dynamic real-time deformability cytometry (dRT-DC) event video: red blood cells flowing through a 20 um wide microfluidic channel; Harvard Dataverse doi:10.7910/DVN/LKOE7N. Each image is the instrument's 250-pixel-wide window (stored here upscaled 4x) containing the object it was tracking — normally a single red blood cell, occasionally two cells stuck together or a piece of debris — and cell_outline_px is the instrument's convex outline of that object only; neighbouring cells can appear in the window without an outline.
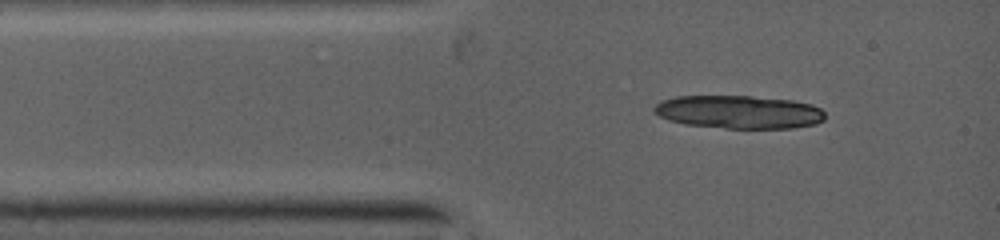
{"species": "common noctule bat (a hibernating species)", "species_latin": "Nyctalus noctula", "temperature_condition": "warm", "stored_images_in_passage": 1, "camera_frame_rate_fps": 5000, "um_per_image_px": 0.085, "animal": {"sex": "female", "body_mass_g": 19.0, "forearm_length_mm": 53.3}, "frame": {"image": 1, "passage_image": 1, "time_ms": 0.0, "image_size_px": [1000, 240], "cell_outline_px": [[824, 120], [816, 124], [792, 128], [728, 128], [688, 124], [672, 120], [660, 116], [652, 108], [660, 100], [676, 96], [752, 96], [792, 100], [812, 104], [820, 108], [824, 112]], "centroid_in_image_um": [62.84, 9.51], "position_along_channel_um": 22.2, "area_um2": 32.89}}